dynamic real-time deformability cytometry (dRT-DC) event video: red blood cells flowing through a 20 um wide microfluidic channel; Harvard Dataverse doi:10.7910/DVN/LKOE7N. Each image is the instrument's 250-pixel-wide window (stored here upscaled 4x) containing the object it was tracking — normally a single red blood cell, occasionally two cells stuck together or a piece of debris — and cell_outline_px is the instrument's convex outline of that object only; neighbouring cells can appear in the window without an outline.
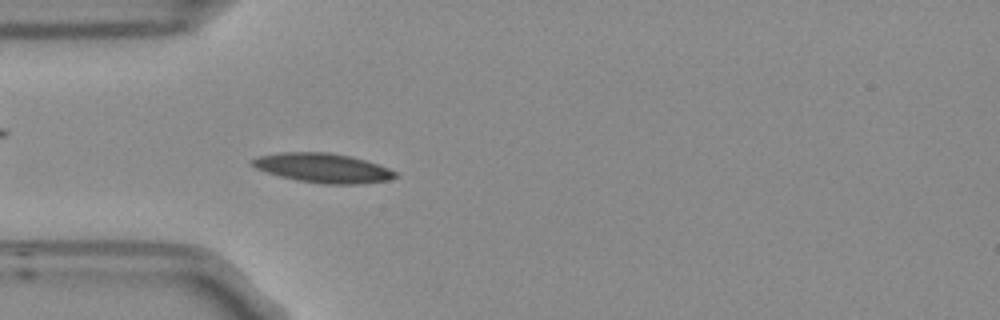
{"species": "Egyptian fruit bat (a non-hibernating species)", "species_latin": "Rousettus aegyptiacus", "temperature_condition": "room temperature", "stored_images_in_passage": 5, "camera_frame_rate_fps": 3000, "um_per_image_px": 0.085, "frame": {"image": 1, "passage_image": 5, "time_ms": 1.333, "image_size_px": [1000, 320], "cell_outline_px": [[396, 176], [388, 180], [360, 184], [324, 184], [296, 180], [280, 176], [256, 168], [252, 164], [252, 160], [260, 156], [284, 152], [328, 152], [348, 156], [364, 160], [388, 168], [396, 172]], "centroid_in_image_um": [27.46, 14.28], "position_along_channel_um": 57.5, "area_um2": 24.04}}